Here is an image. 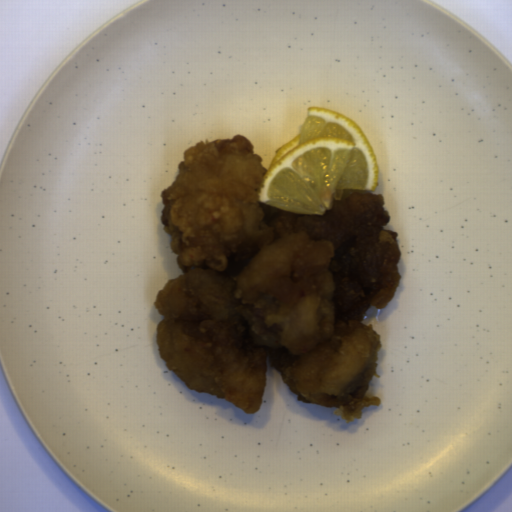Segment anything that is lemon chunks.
Here are the masks:
<instances>
[{"label":"lemon chunks","instance_id":"lemon-chunks-1","mask_svg":"<svg viewBox=\"0 0 512 512\" xmlns=\"http://www.w3.org/2000/svg\"><path fill=\"white\" fill-rule=\"evenodd\" d=\"M298 136L276 149L256 199L291 215L319 217L345 191L373 192L380 177L374 149L351 117L307 107Z\"/></svg>","mask_w":512,"mask_h":512}]
</instances>
